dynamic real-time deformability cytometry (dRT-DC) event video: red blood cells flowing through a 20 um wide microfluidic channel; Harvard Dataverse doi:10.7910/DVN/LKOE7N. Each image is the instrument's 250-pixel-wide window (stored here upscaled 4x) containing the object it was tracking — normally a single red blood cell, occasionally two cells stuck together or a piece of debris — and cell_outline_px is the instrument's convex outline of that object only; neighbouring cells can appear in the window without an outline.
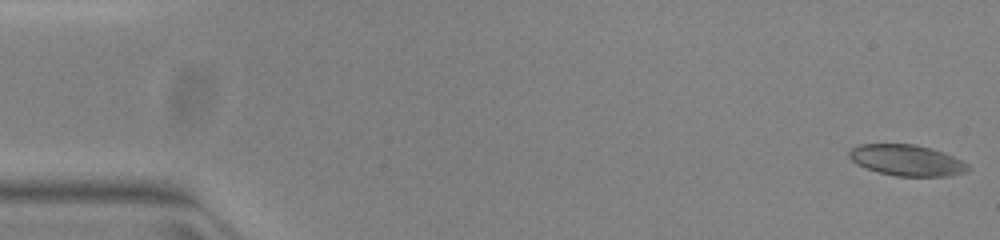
{"species": "common noctule bat (a hibernating species)", "species_latin": "Nyctalus noctula", "temperature_condition": "warm", "stored_images_in_passage": 52, "camera_frame_rate_fps": 3000, "um_per_image_px": 0.085, "animal": {"sex": "female", "body_mass_g": 23.0, "forearm_length_mm": 53.4}, "frame": {"image": 1, "passage_image": 1, "time_ms": 0.0, "image_size_px": [1000, 240], "cell_outline_px": [[972, 168], [968, 172], [948, 176], [896, 176], [876, 172], [856, 164], [848, 156], [848, 152], [852, 148], [860, 144], [916, 144], [932, 148], [944, 152], [968, 164]], "centroid_in_image_um": [77.09, 13.63], "position_along_channel_um": 7.9, "area_um2": 21.73}}
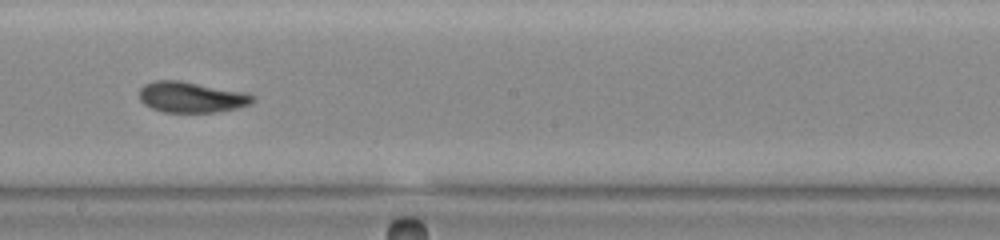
{"frame": {"image": 2, "passage_image": 29, "time_ms": 9.333, "image_size_px": [1000, 240], "cell_outline_px": [[256, 100], [252, 104], [236, 108], [216, 112], [164, 112], [152, 108], [144, 104], [140, 100], [140, 88], [144, 84], [156, 80], [180, 80], [244, 92], [256, 96]], "centroid_in_image_um": [16.29, 8.25], "position_along_channel_um": 231.9, "area_um2": 20.4}}
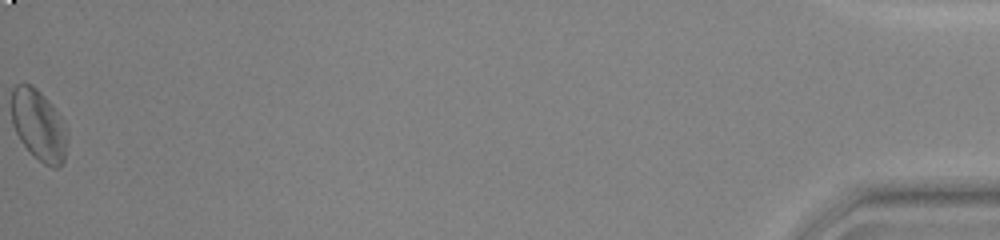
{"frame": {"image": 3, "passage_image": 52, "time_ms": 17.0, "image_size_px": [1000, 240], "cell_outline_px": [[68, 136], [64, 160], [56, 168], [52, 168], [44, 164], [20, 140], [12, 124], [12, 88], [16, 84], [32, 84], [52, 104], [60, 116], [68, 132]], "centroid_in_image_um": [3.3, 10.62], "position_along_channel_um": 431.9, "area_um2": 22.89}, "authors_computed_cell_mechanics": {"area_um2": 20.6924, "velocity_mm_per_s": 3.9593, "shape_relaxation_time_tau1_ms": 3.122, "shape_relaxation_time_tau2_ms": 2.4851, "deformation_change_tau1": 0.1435, "deformation_change_tau2": 0.0964}}